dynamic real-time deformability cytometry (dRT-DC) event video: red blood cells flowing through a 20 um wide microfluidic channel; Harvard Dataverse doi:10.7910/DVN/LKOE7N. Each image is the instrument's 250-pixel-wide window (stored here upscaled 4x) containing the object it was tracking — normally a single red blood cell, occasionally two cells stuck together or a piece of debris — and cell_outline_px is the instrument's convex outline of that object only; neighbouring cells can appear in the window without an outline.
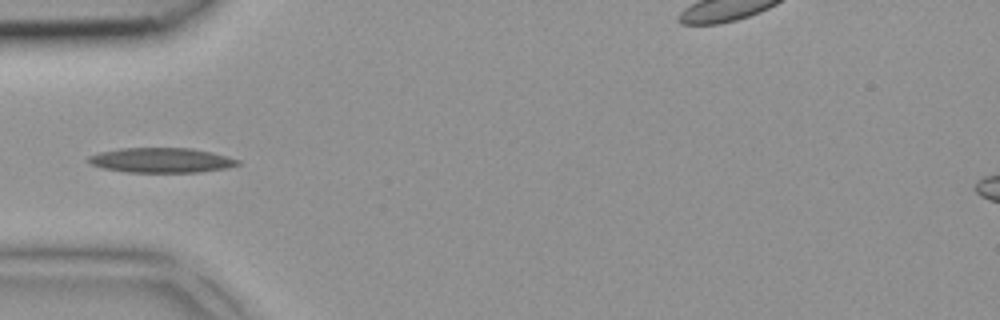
{"species": "common noctule bat (a hibernating species)", "species_latin": "Nyctalus noctula", "temperature_condition": "room temperature", "stored_images_in_passage": 5, "camera_frame_rate_fps": 3000, "um_per_image_px": 0.085, "animal": {"sex": "female", "body_mass_g": 18.4}, "frame": {"image": 1, "passage_image": 4, "time_ms": 1.0, "image_size_px": [1000, 320], "cell_outline_px": [[240, 164], [228, 168], [196, 172], [128, 172], [100, 168], [88, 164], [84, 160], [88, 156], [100, 152], [120, 148], [192, 148], [212, 152], [240, 160]], "centroid_in_image_um": [13.65, 13.62], "position_along_channel_um": 71.3, "area_um2": 21.85}}